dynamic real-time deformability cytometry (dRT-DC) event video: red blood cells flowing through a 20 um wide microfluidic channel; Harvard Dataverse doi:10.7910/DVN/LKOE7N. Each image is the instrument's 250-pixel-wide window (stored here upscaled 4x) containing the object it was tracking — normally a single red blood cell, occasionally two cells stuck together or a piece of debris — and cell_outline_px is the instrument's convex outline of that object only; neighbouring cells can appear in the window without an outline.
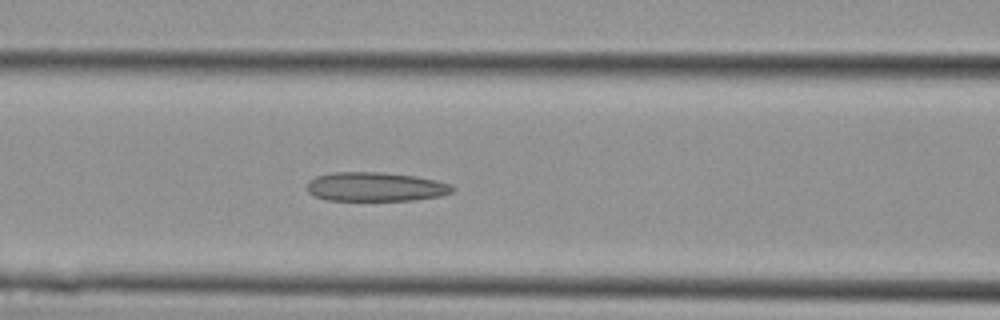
{"species": "Egyptian fruit bat (a non-hibernating species)", "species_latin": "Rousettus aegyptiacus", "temperature_condition": "cold", "stored_images_in_passage": 14, "camera_frame_rate_fps": 3000, "um_per_image_px": 0.085, "animal": {"sex": "female"}, "frame": {"image": 1, "passage_image": 12, "time_ms": 3.667, "image_size_px": [1000, 320], "cell_outline_px": [[456, 188], [452, 192], [440, 196], [412, 200], [328, 200], [316, 196], [308, 192], [308, 180], [316, 176], [332, 172], [384, 172], [416, 176], [452, 184]], "centroid_in_image_um": [31.94, 15.87], "position_along_channel_um": 134.7, "area_um2": 24.68}}
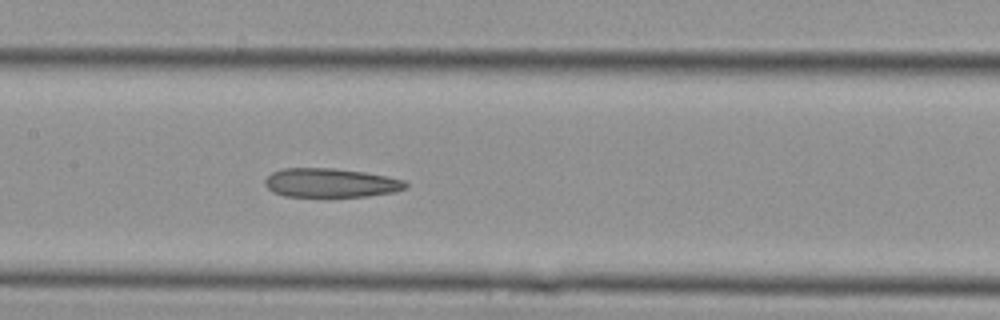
{"frame": {"image": 2, "passage_image": 14, "time_ms": 4.333, "image_size_px": [1000, 320], "cell_outline_px": [[408, 188], [396, 192], [364, 196], [284, 196], [272, 192], [264, 184], [264, 180], [272, 172], [284, 168], [336, 168], [364, 172], [404, 180], [408, 184]], "centroid_in_image_um": [28.1, 15.54], "position_along_channel_um": 179.3, "area_um2": 23.76}}